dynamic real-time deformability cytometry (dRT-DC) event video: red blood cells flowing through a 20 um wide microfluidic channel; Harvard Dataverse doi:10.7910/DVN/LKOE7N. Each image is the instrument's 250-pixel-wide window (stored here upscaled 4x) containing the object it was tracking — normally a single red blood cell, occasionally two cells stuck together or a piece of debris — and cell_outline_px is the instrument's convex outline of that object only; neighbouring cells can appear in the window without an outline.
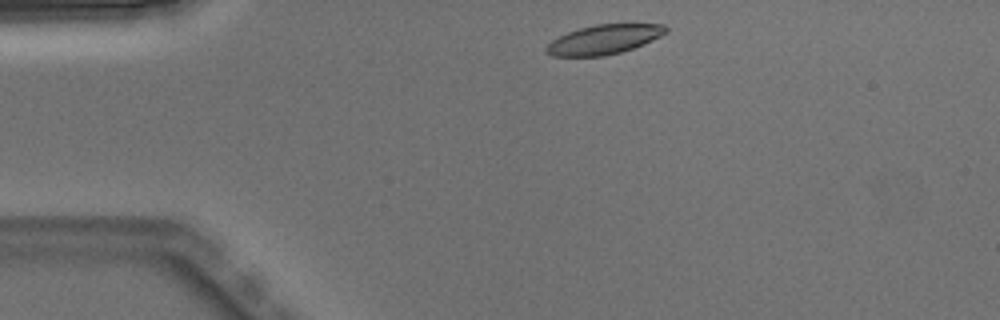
{"species": "Egyptian fruit bat (a non-hibernating species)", "species_latin": "Rousettus aegyptiacus", "temperature_condition": "warm", "stored_images_in_passage": 2, "camera_frame_rate_fps": 3000, "um_per_image_px": 0.085, "animal": {"sex": "male"}, "frame": {"image": 1, "passage_image": 1, "time_ms": 0.0, "image_size_px": [1000, 320], "cell_outline_px": [[668, 32], [644, 44], [620, 52], [604, 56], [552, 56], [544, 52], [544, 48], [552, 40], [568, 32], [580, 28], [596, 24], [664, 24], [668, 28]], "centroid_in_image_um": [51.33, 3.36], "position_along_channel_um": 33.7, "area_um2": 20.46}}